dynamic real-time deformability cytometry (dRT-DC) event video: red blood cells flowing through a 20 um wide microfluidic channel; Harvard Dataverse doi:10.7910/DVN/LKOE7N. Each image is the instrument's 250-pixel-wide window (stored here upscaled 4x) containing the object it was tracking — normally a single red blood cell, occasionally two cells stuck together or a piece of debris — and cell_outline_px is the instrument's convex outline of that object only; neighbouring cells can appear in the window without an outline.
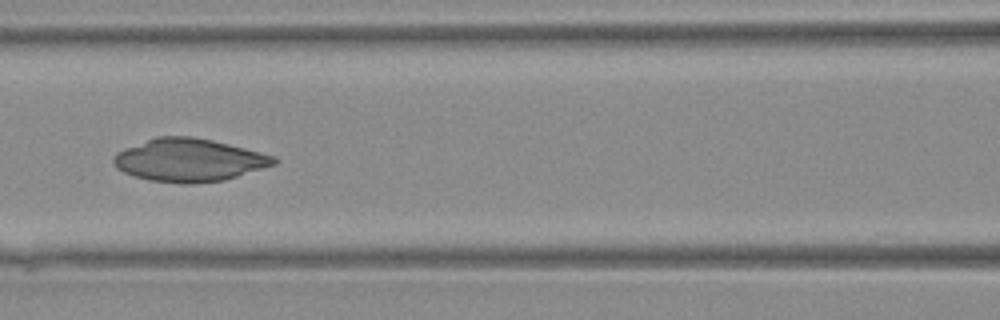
{"species": "Egyptian fruit bat (a non-hibernating species)", "species_latin": "Rousettus aegyptiacus", "temperature_condition": "warm", "stored_images_in_passage": 21, "camera_frame_rate_fps": 3000, "um_per_image_px": 0.085, "animal": {"sex": "female"}, "frame": {"image": 1, "passage_image": 16, "time_ms": 5.0, "image_size_px": [1000, 320], "cell_outline_px": [[276, 164], [224, 180], [188, 184], [184, 184], [148, 180], [132, 176], [116, 168], [112, 164], [112, 156], [116, 152], [124, 148], [156, 136], [192, 136], [212, 140], [276, 156]], "centroid_in_image_um": [16.01, 13.61], "position_along_channel_um": 150.6, "area_um2": 40.17}}
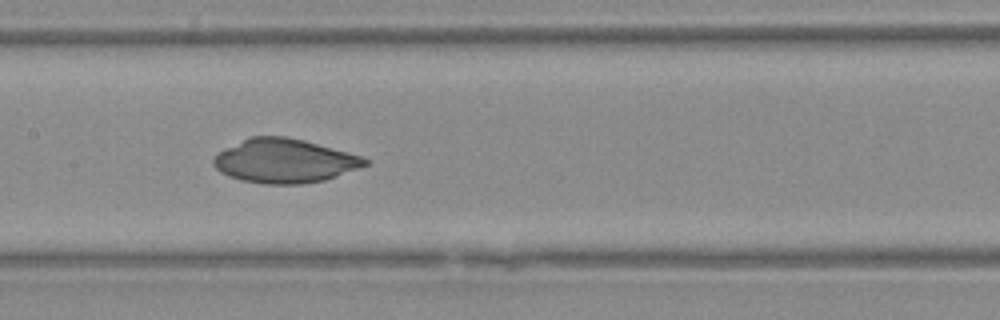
{"frame": {"image": 2, "passage_image": 18, "time_ms": 5.667, "image_size_px": [1000, 320], "cell_outline_px": [[368, 164], [336, 176], [324, 180], [300, 184], [264, 184], [240, 180], [228, 176], [220, 172], [212, 164], [212, 160], [220, 152], [252, 136], [288, 136], [304, 140], [360, 156], [368, 160]], "centroid_in_image_um": [24.16, 13.69], "position_along_channel_um": 183.2, "area_um2": 38.26}}